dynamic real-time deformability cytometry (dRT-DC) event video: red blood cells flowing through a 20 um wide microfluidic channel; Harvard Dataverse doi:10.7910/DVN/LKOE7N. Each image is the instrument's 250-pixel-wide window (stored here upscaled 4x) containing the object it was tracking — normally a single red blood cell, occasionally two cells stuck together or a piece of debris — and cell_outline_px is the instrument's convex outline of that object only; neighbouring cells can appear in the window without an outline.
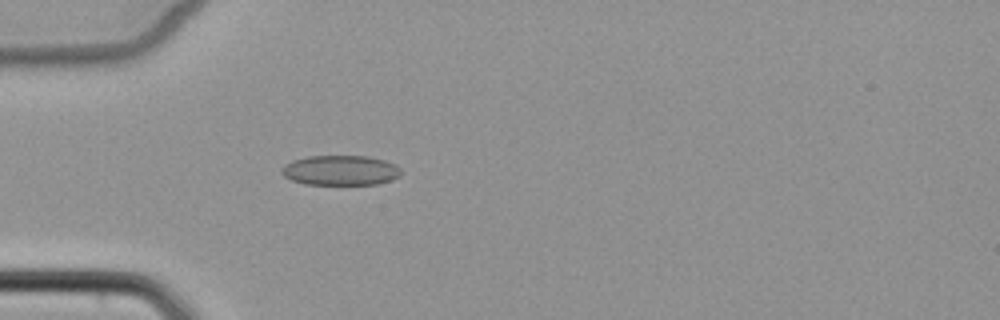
{"species": "common noctule bat (a hibernating species)", "species_latin": "Nyctalus noctula", "temperature_condition": "cold", "stored_images_in_passage": 5, "camera_frame_rate_fps": 3000, "um_per_image_px": 0.085, "animal": {"sex": "female", "body_mass_g": 22.7, "forearm_length_mm": 54.2}, "frame": {"image": 1, "passage_image": 5, "time_ms": 4.667, "image_size_px": [1000, 320], "cell_outline_px": [[400, 176], [392, 180], [376, 184], [304, 184], [292, 180], [284, 176], [280, 172], [284, 164], [292, 160], [308, 156], [368, 156], [384, 160], [396, 164], [400, 168]], "centroid_in_image_um": [28.93, 14.47], "position_along_channel_um": 56.1, "area_um2": 20.92}}